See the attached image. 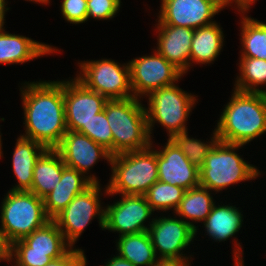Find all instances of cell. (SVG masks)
Listing matches in <instances>:
<instances>
[{"instance_id": "cell-1", "label": "cell", "mask_w": 266, "mask_h": 266, "mask_svg": "<svg viewBox=\"0 0 266 266\" xmlns=\"http://www.w3.org/2000/svg\"><path fill=\"white\" fill-rule=\"evenodd\" d=\"M25 134L47 149H55L68 131L65 120L64 80L25 82L20 88Z\"/></svg>"}, {"instance_id": "cell-2", "label": "cell", "mask_w": 266, "mask_h": 266, "mask_svg": "<svg viewBox=\"0 0 266 266\" xmlns=\"http://www.w3.org/2000/svg\"><path fill=\"white\" fill-rule=\"evenodd\" d=\"M217 121L219 141L246 145L266 133V100L263 93L234 89Z\"/></svg>"}, {"instance_id": "cell-3", "label": "cell", "mask_w": 266, "mask_h": 266, "mask_svg": "<svg viewBox=\"0 0 266 266\" xmlns=\"http://www.w3.org/2000/svg\"><path fill=\"white\" fill-rule=\"evenodd\" d=\"M152 143L144 150L111 157L112 175L104 188L106 195H145L158 181L157 152Z\"/></svg>"}, {"instance_id": "cell-4", "label": "cell", "mask_w": 266, "mask_h": 266, "mask_svg": "<svg viewBox=\"0 0 266 266\" xmlns=\"http://www.w3.org/2000/svg\"><path fill=\"white\" fill-rule=\"evenodd\" d=\"M141 102L132 97L105 103L104 110L113 135V155L144 150L151 145L146 107Z\"/></svg>"}, {"instance_id": "cell-5", "label": "cell", "mask_w": 266, "mask_h": 266, "mask_svg": "<svg viewBox=\"0 0 266 266\" xmlns=\"http://www.w3.org/2000/svg\"><path fill=\"white\" fill-rule=\"evenodd\" d=\"M1 203L0 239L6 248L51 220L43 199L30 191L9 190Z\"/></svg>"}, {"instance_id": "cell-6", "label": "cell", "mask_w": 266, "mask_h": 266, "mask_svg": "<svg viewBox=\"0 0 266 266\" xmlns=\"http://www.w3.org/2000/svg\"><path fill=\"white\" fill-rule=\"evenodd\" d=\"M243 146L218 141L199 169L200 186L218 193L230 185L255 180L261 172L235 152Z\"/></svg>"}, {"instance_id": "cell-7", "label": "cell", "mask_w": 266, "mask_h": 266, "mask_svg": "<svg viewBox=\"0 0 266 266\" xmlns=\"http://www.w3.org/2000/svg\"><path fill=\"white\" fill-rule=\"evenodd\" d=\"M197 96L179 88L176 83L151 92L148 98L147 126L152 140L155 123L166 128L168 139L174 135L187 132L189 114L192 112Z\"/></svg>"}, {"instance_id": "cell-8", "label": "cell", "mask_w": 266, "mask_h": 266, "mask_svg": "<svg viewBox=\"0 0 266 266\" xmlns=\"http://www.w3.org/2000/svg\"><path fill=\"white\" fill-rule=\"evenodd\" d=\"M71 246L53 220L7 247V261L13 266H44L62 257Z\"/></svg>"}, {"instance_id": "cell-9", "label": "cell", "mask_w": 266, "mask_h": 266, "mask_svg": "<svg viewBox=\"0 0 266 266\" xmlns=\"http://www.w3.org/2000/svg\"><path fill=\"white\" fill-rule=\"evenodd\" d=\"M76 79L86 88L104 95L108 100L134 97L130 84L129 63L101 59L81 61Z\"/></svg>"}, {"instance_id": "cell-10", "label": "cell", "mask_w": 266, "mask_h": 266, "mask_svg": "<svg viewBox=\"0 0 266 266\" xmlns=\"http://www.w3.org/2000/svg\"><path fill=\"white\" fill-rule=\"evenodd\" d=\"M100 183H93L74 199L52 220L63 233L65 241L73 247L79 240L84 229L95 219H99V226L104 229L105 207L101 205Z\"/></svg>"}, {"instance_id": "cell-11", "label": "cell", "mask_w": 266, "mask_h": 266, "mask_svg": "<svg viewBox=\"0 0 266 266\" xmlns=\"http://www.w3.org/2000/svg\"><path fill=\"white\" fill-rule=\"evenodd\" d=\"M155 51V52H154ZM152 55L130 60V84L135 98L147 97L151 92L172 85L184 74L167 61L156 49ZM146 95V96H145Z\"/></svg>"}, {"instance_id": "cell-12", "label": "cell", "mask_w": 266, "mask_h": 266, "mask_svg": "<svg viewBox=\"0 0 266 266\" xmlns=\"http://www.w3.org/2000/svg\"><path fill=\"white\" fill-rule=\"evenodd\" d=\"M121 200L105 207L104 229L119 233L120 236L148 231L152 224L145 222L154 211L145 195H121ZM149 226V227H148Z\"/></svg>"}, {"instance_id": "cell-13", "label": "cell", "mask_w": 266, "mask_h": 266, "mask_svg": "<svg viewBox=\"0 0 266 266\" xmlns=\"http://www.w3.org/2000/svg\"><path fill=\"white\" fill-rule=\"evenodd\" d=\"M158 19L165 25L198 29L214 23L222 0H161Z\"/></svg>"}, {"instance_id": "cell-14", "label": "cell", "mask_w": 266, "mask_h": 266, "mask_svg": "<svg viewBox=\"0 0 266 266\" xmlns=\"http://www.w3.org/2000/svg\"><path fill=\"white\" fill-rule=\"evenodd\" d=\"M157 218H152V224L148 230L157 257L192 258L185 256L183 250L193 242L196 236L195 229L181 218L178 219L176 215Z\"/></svg>"}, {"instance_id": "cell-15", "label": "cell", "mask_w": 266, "mask_h": 266, "mask_svg": "<svg viewBox=\"0 0 266 266\" xmlns=\"http://www.w3.org/2000/svg\"><path fill=\"white\" fill-rule=\"evenodd\" d=\"M108 99L86 88L76 78L64 80V107L67 130L78 131L104 110Z\"/></svg>"}, {"instance_id": "cell-16", "label": "cell", "mask_w": 266, "mask_h": 266, "mask_svg": "<svg viewBox=\"0 0 266 266\" xmlns=\"http://www.w3.org/2000/svg\"><path fill=\"white\" fill-rule=\"evenodd\" d=\"M55 150L67 167L76 169L85 176L100 158L110 163L112 157L107 149L87 135L70 130L65 133Z\"/></svg>"}, {"instance_id": "cell-17", "label": "cell", "mask_w": 266, "mask_h": 266, "mask_svg": "<svg viewBox=\"0 0 266 266\" xmlns=\"http://www.w3.org/2000/svg\"><path fill=\"white\" fill-rule=\"evenodd\" d=\"M165 144L161 150H156L158 180L185 190L200 186L199 169L171 139Z\"/></svg>"}, {"instance_id": "cell-18", "label": "cell", "mask_w": 266, "mask_h": 266, "mask_svg": "<svg viewBox=\"0 0 266 266\" xmlns=\"http://www.w3.org/2000/svg\"><path fill=\"white\" fill-rule=\"evenodd\" d=\"M157 22L156 50L185 75L190 69V50L194 29L165 25L159 19Z\"/></svg>"}, {"instance_id": "cell-19", "label": "cell", "mask_w": 266, "mask_h": 266, "mask_svg": "<svg viewBox=\"0 0 266 266\" xmlns=\"http://www.w3.org/2000/svg\"><path fill=\"white\" fill-rule=\"evenodd\" d=\"M93 183H100L94 174L85 176L76 169L66 166L62 171L60 182L43 198L46 215L52 220L76 195L84 192Z\"/></svg>"}, {"instance_id": "cell-20", "label": "cell", "mask_w": 266, "mask_h": 266, "mask_svg": "<svg viewBox=\"0 0 266 266\" xmlns=\"http://www.w3.org/2000/svg\"><path fill=\"white\" fill-rule=\"evenodd\" d=\"M0 23V64H23L59 51L56 47L38 42L29 37L11 34Z\"/></svg>"}, {"instance_id": "cell-21", "label": "cell", "mask_w": 266, "mask_h": 266, "mask_svg": "<svg viewBox=\"0 0 266 266\" xmlns=\"http://www.w3.org/2000/svg\"><path fill=\"white\" fill-rule=\"evenodd\" d=\"M12 157V169L18 184H15L12 191H29L32 187L33 170L36 161L47 150L42 144L19 136Z\"/></svg>"}, {"instance_id": "cell-22", "label": "cell", "mask_w": 266, "mask_h": 266, "mask_svg": "<svg viewBox=\"0 0 266 266\" xmlns=\"http://www.w3.org/2000/svg\"><path fill=\"white\" fill-rule=\"evenodd\" d=\"M224 34L220 24H212L194 29L190 50V66L210 64L217 59L223 47Z\"/></svg>"}, {"instance_id": "cell-23", "label": "cell", "mask_w": 266, "mask_h": 266, "mask_svg": "<svg viewBox=\"0 0 266 266\" xmlns=\"http://www.w3.org/2000/svg\"><path fill=\"white\" fill-rule=\"evenodd\" d=\"M65 167L60 154L55 149H47L36 161L29 191L43 199L60 182Z\"/></svg>"}, {"instance_id": "cell-24", "label": "cell", "mask_w": 266, "mask_h": 266, "mask_svg": "<svg viewBox=\"0 0 266 266\" xmlns=\"http://www.w3.org/2000/svg\"><path fill=\"white\" fill-rule=\"evenodd\" d=\"M235 205L214 204L211 213L203 222L206 235L216 242L229 240L242 227L243 214Z\"/></svg>"}, {"instance_id": "cell-25", "label": "cell", "mask_w": 266, "mask_h": 266, "mask_svg": "<svg viewBox=\"0 0 266 266\" xmlns=\"http://www.w3.org/2000/svg\"><path fill=\"white\" fill-rule=\"evenodd\" d=\"M211 194L212 191L202 186L186 190L179 207L173 212L174 215L176 214L184 222L191 225L197 233L198 226L194 225L193 222H204L216 203Z\"/></svg>"}, {"instance_id": "cell-26", "label": "cell", "mask_w": 266, "mask_h": 266, "mask_svg": "<svg viewBox=\"0 0 266 266\" xmlns=\"http://www.w3.org/2000/svg\"><path fill=\"white\" fill-rule=\"evenodd\" d=\"M116 243L117 255L135 266H152L158 259L148 231L120 236Z\"/></svg>"}, {"instance_id": "cell-27", "label": "cell", "mask_w": 266, "mask_h": 266, "mask_svg": "<svg viewBox=\"0 0 266 266\" xmlns=\"http://www.w3.org/2000/svg\"><path fill=\"white\" fill-rule=\"evenodd\" d=\"M240 58L266 60V23L242 13Z\"/></svg>"}, {"instance_id": "cell-28", "label": "cell", "mask_w": 266, "mask_h": 266, "mask_svg": "<svg viewBox=\"0 0 266 266\" xmlns=\"http://www.w3.org/2000/svg\"><path fill=\"white\" fill-rule=\"evenodd\" d=\"M239 76L233 87L243 92L263 93L259 85H266V60L256 58L239 59Z\"/></svg>"}, {"instance_id": "cell-29", "label": "cell", "mask_w": 266, "mask_h": 266, "mask_svg": "<svg viewBox=\"0 0 266 266\" xmlns=\"http://www.w3.org/2000/svg\"><path fill=\"white\" fill-rule=\"evenodd\" d=\"M186 190L169 183L156 181L145 194L148 204L153 211L175 212L180 205Z\"/></svg>"}, {"instance_id": "cell-30", "label": "cell", "mask_w": 266, "mask_h": 266, "mask_svg": "<svg viewBox=\"0 0 266 266\" xmlns=\"http://www.w3.org/2000/svg\"><path fill=\"white\" fill-rule=\"evenodd\" d=\"M213 135L209 142L206 143L199 139L188 136V132L174 135L171 140L185 154L188 160L200 169L203 166L206 156L210 153L214 145L219 141L217 133L214 129Z\"/></svg>"}, {"instance_id": "cell-31", "label": "cell", "mask_w": 266, "mask_h": 266, "mask_svg": "<svg viewBox=\"0 0 266 266\" xmlns=\"http://www.w3.org/2000/svg\"><path fill=\"white\" fill-rule=\"evenodd\" d=\"M77 132L87 135L94 142L107 149L113 156V135L105 110L96 114L86 126H82Z\"/></svg>"}, {"instance_id": "cell-32", "label": "cell", "mask_w": 266, "mask_h": 266, "mask_svg": "<svg viewBox=\"0 0 266 266\" xmlns=\"http://www.w3.org/2000/svg\"><path fill=\"white\" fill-rule=\"evenodd\" d=\"M121 3V0H87V21L89 18L112 19L119 12Z\"/></svg>"}, {"instance_id": "cell-33", "label": "cell", "mask_w": 266, "mask_h": 266, "mask_svg": "<svg viewBox=\"0 0 266 266\" xmlns=\"http://www.w3.org/2000/svg\"><path fill=\"white\" fill-rule=\"evenodd\" d=\"M61 13L70 24L87 21V0H62Z\"/></svg>"}, {"instance_id": "cell-34", "label": "cell", "mask_w": 266, "mask_h": 266, "mask_svg": "<svg viewBox=\"0 0 266 266\" xmlns=\"http://www.w3.org/2000/svg\"><path fill=\"white\" fill-rule=\"evenodd\" d=\"M87 259L84 250L71 247L62 257H59V266H86Z\"/></svg>"}, {"instance_id": "cell-35", "label": "cell", "mask_w": 266, "mask_h": 266, "mask_svg": "<svg viewBox=\"0 0 266 266\" xmlns=\"http://www.w3.org/2000/svg\"><path fill=\"white\" fill-rule=\"evenodd\" d=\"M190 259V260H189ZM191 258H158L152 266H189Z\"/></svg>"}, {"instance_id": "cell-36", "label": "cell", "mask_w": 266, "mask_h": 266, "mask_svg": "<svg viewBox=\"0 0 266 266\" xmlns=\"http://www.w3.org/2000/svg\"><path fill=\"white\" fill-rule=\"evenodd\" d=\"M257 0H222L224 9L225 7L232 6L231 4L234 3L237 11L242 14V13H247L249 9L251 8V5L255 3ZM237 5V6H236Z\"/></svg>"}, {"instance_id": "cell-37", "label": "cell", "mask_w": 266, "mask_h": 266, "mask_svg": "<svg viewBox=\"0 0 266 266\" xmlns=\"http://www.w3.org/2000/svg\"><path fill=\"white\" fill-rule=\"evenodd\" d=\"M105 266H135L133 263L127 261L124 258H121L118 255H114L110 260L105 262Z\"/></svg>"}, {"instance_id": "cell-38", "label": "cell", "mask_w": 266, "mask_h": 266, "mask_svg": "<svg viewBox=\"0 0 266 266\" xmlns=\"http://www.w3.org/2000/svg\"><path fill=\"white\" fill-rule=\"evenodd\" d=\"M7 0H0V23L5 24V12H7L10 8H8L6 5L8 3Z\"/></svg>"}, {"instance_id": "cell-39", "label": "cell", "mask_w": 266, "mask_h": 266, "mask_svg": "<svg viewBox=\"0 0 266 266\" xmlns=\"http://www.w3.org/2000/svg\"><path fill=\"white\" fill-rule=\"evenodd\" d=\"M0 256H7V248L3 245L0 239Z\"/></svg>"}, {"instance_id": "cell-40", "label": "cell", "mask_w": 266, "mask_h": 266, "mask_svg": "<svg viewBox=\"0 0 266 266\" xmlns=\"http://www.w3.org/2000/svg\"><path fill=\"white\" fill-rule=\"evenodd\" d=\"M44 266H59V258L51 260Z\"/></svg>"}, {"instance_id": "cell-41", "label": "cell", "mask_w": 266, "mask_h": 266, "mask_svg": "<svg viewBox=\"0 0 266 266\" xmlns=\"http://www.w3.org/2000/svg\"><path fill=\"white\" fill-rule=\"evenodd\" d=\"M26 1H31V2H35V3H37V4L40 3V4H44V5L50 3V0H26Z\"/></svg>"}, {"instance_id": "cell-42", "label": "cell", "mask_w": 266, "mask_h": 266, "mask_svg": "<svg viewBox=\"0 0 266 266\" xmlns=\"http://www.w3.org/2000/svg\"><path fill=\"white\" fill-rule=\"evenodd\" d=\"M1 136H2V134H1V132H0V159H1V157H3L2 155H3V151L1 150L2 149V140H1Z\"/></svg>"}, {"instance_id": "cell-43", "label": "cell", "mask_w": 266, "mask_h": 266, "mask_svg": "<svg viewBox=\"0 0 266 266\" xmlns=\"http://www.w3.org/2000/svg\"><path fill=\"white\" fill-rule=\"evenodd\" d=\"M1 261H5L6 262L7 261V256H0V262Z\"/></svg>"}, {"instance_id": "cell-44", "label": "cell", "mask_w": 266, "mask_h": 266, "mask_svg": "<svg viewBox=\"0 0 266 266\" xmlns=\"http://www.w3.org/2000/svg\"><path fill=\"white\" fill-rule=\"evenodd\" d=\"M263 95L265 97V100H266V90L263 89Z\"/></svg>"}]
</instances>
